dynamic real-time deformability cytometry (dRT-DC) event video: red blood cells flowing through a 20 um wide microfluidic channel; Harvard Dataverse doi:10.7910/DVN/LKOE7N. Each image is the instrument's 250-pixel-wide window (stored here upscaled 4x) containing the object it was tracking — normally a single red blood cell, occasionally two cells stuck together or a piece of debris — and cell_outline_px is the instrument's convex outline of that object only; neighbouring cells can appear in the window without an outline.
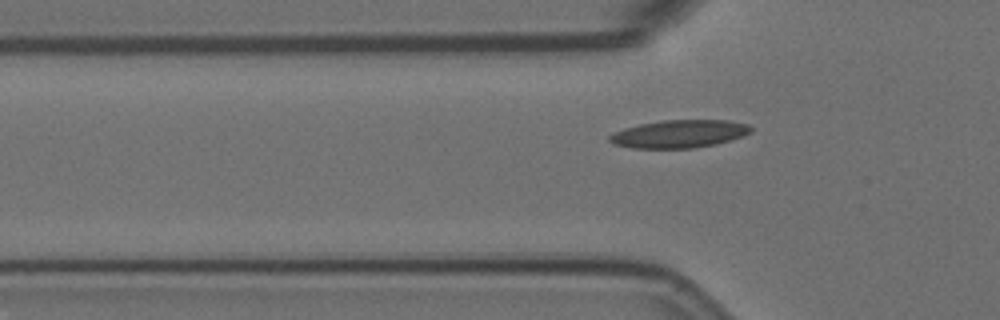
{"species": "Egyptian fruit bat (a non-hibernating species)", "species_latin": "Rousettus aegyptiacus", "temperature_condition": "room temperature", "stored_images_in_passage": 6, "segment_of_instrument_passage": [2, 2], "camera_frame_rate_fps": 3000, "um_per_image_px": 0.085, "animal": {"sex": "female"}, "frame": {"image": 1, "passage_image": 6, "time_ms": 1.667, "image_size_px": [1000, 320], "cell_outline_px": [[752, 132], [716, 144], [692, 148], [632, 148], [612, 144], [608, 140], [608, 136], [624, 128], [640, 124], [660, 120], [728, 120], [748, 124], [752, 128]], "centroid_in_image_um": [57.7, 11.37], "position_along_channel_um": 68.1, "area_um2": 22.89}}